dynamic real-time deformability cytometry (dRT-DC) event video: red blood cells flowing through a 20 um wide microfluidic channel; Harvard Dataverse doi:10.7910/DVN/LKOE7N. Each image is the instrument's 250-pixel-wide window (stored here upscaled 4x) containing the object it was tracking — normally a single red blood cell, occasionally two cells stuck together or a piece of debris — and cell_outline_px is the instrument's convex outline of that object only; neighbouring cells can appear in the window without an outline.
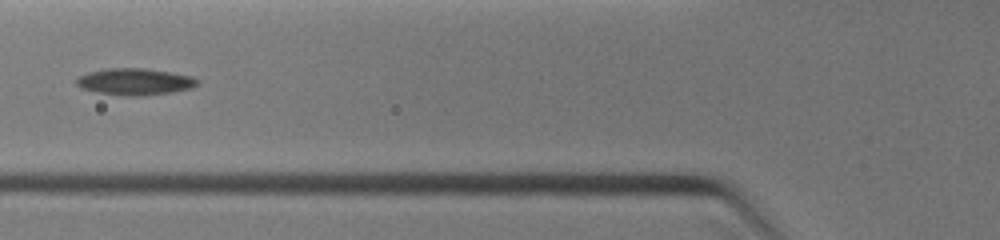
{"species": "common noctule bat (a hibernating species)", "species_latin": "Nyctalus noctula", "temperature_condition": "warm", "stored_images_in_passage": 10, "segment_of_instrument_passage": [2, 2], "camera_frame_rate_fps": 3000, "um_per_image_px": 0.085, "animal": {"sex": "female", "body_mass_g": 19.0, "forearm_length_mm": 51.5}, "frame": {"image": 1, "passage_image": 5, "time_ms": 3.333, "image_size_px": [1000, 240], "cell_outline_px": [[200, 84], [192, 88], [172, 92], [140, 96], [124, 96], [96, 92], [80, 88], [76, 84], [76, 80], [80, 76], [88, 72], [104, 68], [144, 68], [172, 72], [192, 76], [200, 80]], "centroid_in_image_um": [11.49, 6.94], "position_along_channel_um": 114.3, "area_um2": 19.07}}
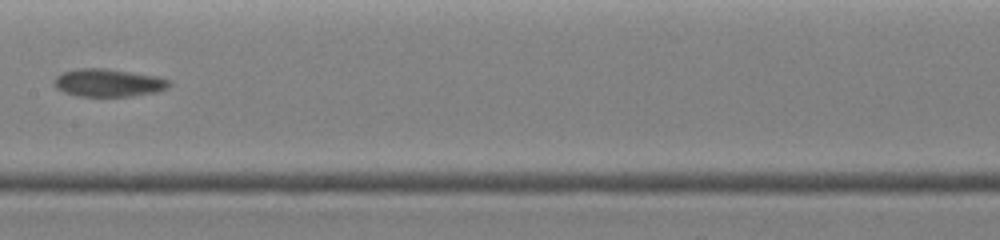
{"frame": {"image": 2, "passage_image": 9, "time_ms": 5.0, "image_size_px": [1000, 240], "cell_outline_px": [[172, 84], [168, 88], [152, 92], [128, 96], [76, 96], [64, 92], [56, 88], [52, 80], [56, 76], [64, 72], [80, 68], [104, 68], [156, 76], [168, 80]], "centroid_in_image_um": [9.16, 7.03], "position_along_channel_um": 198.2, "area_um2": 18.44}}
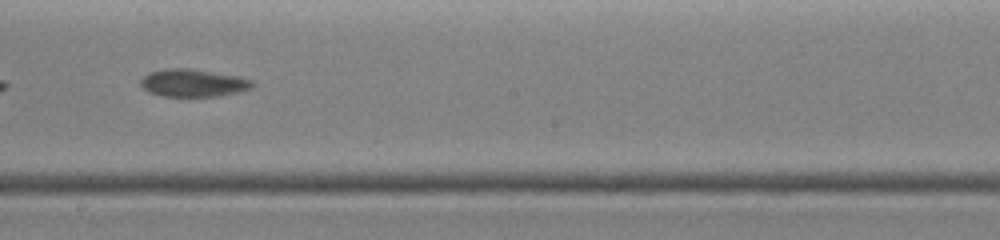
{"frame": {"image": 3, "passage_image": 10, "time_ms": 5.667, "image_size_px": [1000, 240], "cell_outline_px": [[256, 84], [252, 88], [236, 92], [216, 96], [160, 96], [148, 92], [140, 84], [140, 80], [148, 72], [164, 68], [188, 68], [240, 76], [252, 80]], "centroid_in_image_um": [16.4, 7.04], "position_along_channel_um": 231.8, "area_um2": 18.09}}